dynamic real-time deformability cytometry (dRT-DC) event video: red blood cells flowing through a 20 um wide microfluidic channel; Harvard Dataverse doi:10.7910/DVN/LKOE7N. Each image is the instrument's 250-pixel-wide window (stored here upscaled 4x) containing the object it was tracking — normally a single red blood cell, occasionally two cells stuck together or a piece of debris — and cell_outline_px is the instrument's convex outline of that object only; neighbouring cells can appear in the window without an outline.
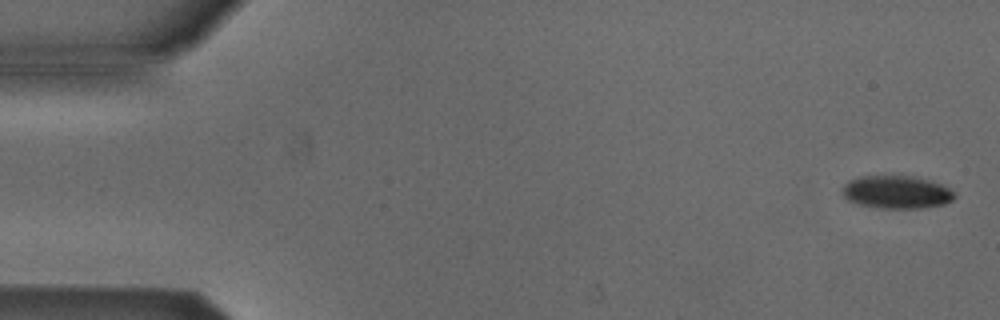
{"species": "Egyptian fruit bat (a non-hibernating species)", "species_latin": "Rousettus aegyptiacus", "temperature_condition": "cold", "stored_images_in_passage": 3, "camera_frame_rate_fps": 3000, "um_per_image_px": 0.085, "animal": {"sex": "male"}, "frame": {"image": 1, "passage_image": 1, "time_ms": 0.0, "image_size_px": [1000, 320], "cell_outline_px": [[956, 196], [952, 200], [944, 204], [924, 208], [876, 208], [860, 204], [848, 200], [844, 196], [844, 184], [848, 180], [860, 176], [912, 176], [928, 180], [940, 184], [956, 192]], "centroid_in_image_um": [76.23, 16.33], "position_along_channel_um": 8.8, "area_um2": 21.44}}